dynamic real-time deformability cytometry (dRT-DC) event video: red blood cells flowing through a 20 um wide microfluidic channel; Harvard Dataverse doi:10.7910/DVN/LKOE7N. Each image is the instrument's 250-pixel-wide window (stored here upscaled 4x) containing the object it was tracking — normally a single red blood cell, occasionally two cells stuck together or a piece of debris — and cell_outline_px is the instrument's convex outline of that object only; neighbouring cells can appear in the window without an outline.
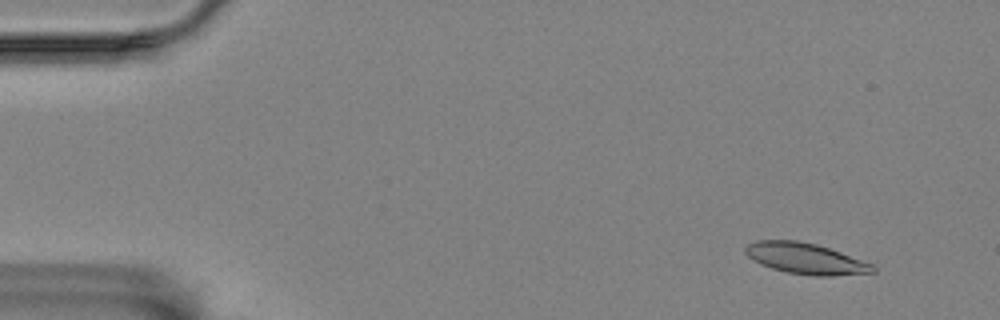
{"species": "Egyptian fruit bat (a non-hibernating species)", "species_latin": "Rousettus aegyptiacus", "temperature_condition": "room temperature", "stored_images_in_passage": 58, "camera_frame_rate_fps": 3000, "um_per_image_px": 0.085, "animal": {"sex": "female"}, "frame": {"image": 1, "passage_image": 5, "time_ms": 1.333, "image_size_px": [1000, 320], "cell_outline_px": [[876, 272], [832, 276], [812, 276], [788, 272], [772, 268], [760, 264], [752, 260], [744, 252], [744, 248], [748, 244], [756, 240], [796, 240], [816, 244], [840, 252], [872, 264], [876, 268]], "centroid_in_image_um": [68.45, 21.98], "position_along_channel_um": 16.6, "area_um2": 22.95}}
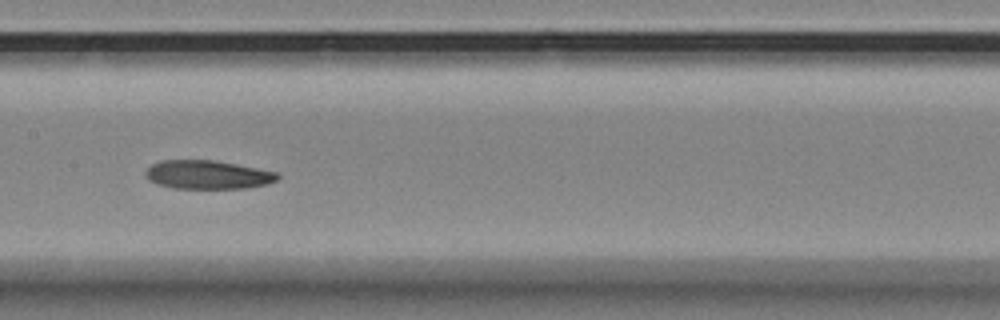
{"frame": {"image": 2, "passage_image": 29, "time_ms": 9.333, "image_size_px": [1000, 320], "cell_outline_px": [[280, 176], [276, 180], [268, 184], [248, 188], [172, 188], [156, 184], [148, 180], [144, 176], [144, 172], [152, 164], [160, 160], [216, 160], [276, 172]], "centroid_in_image_um": [17.61, 14.85], "position_along_channel_um": 189.8, "area_um2": 22.14}}
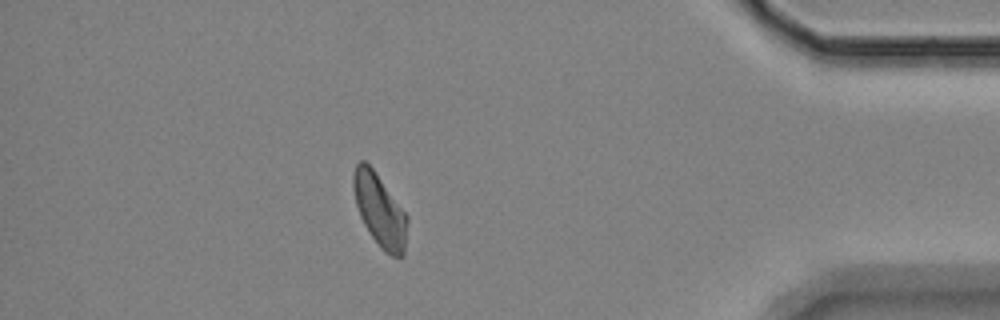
{"frame": {"image": 3, "passage_image": 51, "time_ms": 16.667, "image_size_px": [1000, 320], "cell_outline_px": [[408, 220], [404, 256], [392, 256], [384, 252], [380, 248], [368, 232], [360, 216], [356, 204], [352, 188], [352, 176], [356, 164], [360, 160], [364, 160], [372, 168], [408, 216]], "centroid_in_image_um": [32.26, 17.9], "position_along_channel_um": 402.9, "area_um2": 22.83}, "authors_computed_cell_mechanics": {"area_um2": 22.8021, "velocity_mm_per_s": 3.4485, "shape_relaxation_time_tau1_ms": null, "shape_relaxation_time_tau2_ms": 10.192, "deformation_change_tau1": null, "deformation_change_tau2": 0.1903}}